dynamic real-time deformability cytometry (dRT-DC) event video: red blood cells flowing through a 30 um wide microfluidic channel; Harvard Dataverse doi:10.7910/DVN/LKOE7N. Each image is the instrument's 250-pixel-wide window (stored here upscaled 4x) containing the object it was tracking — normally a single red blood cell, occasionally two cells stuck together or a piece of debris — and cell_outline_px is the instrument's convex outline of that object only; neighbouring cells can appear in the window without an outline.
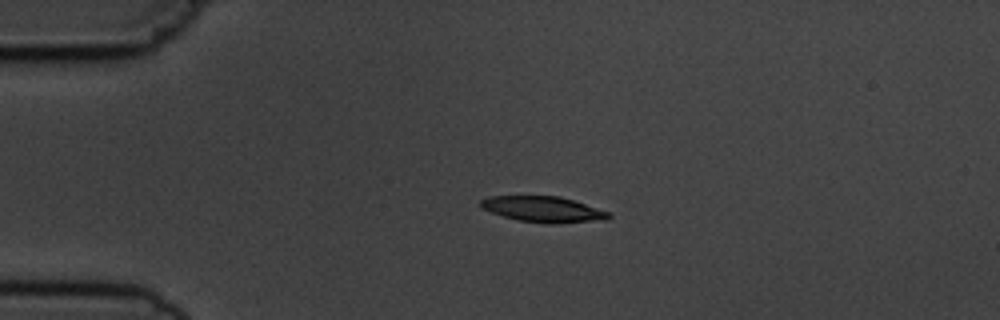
{"species": "common noctule bat (a hibernating species)", "species_latin": "Nyctalus noctula", "temperature_condition": "cold", "stored_images_in_passage": 5, "camera_frame_rate_fps": 3000, "um_per_image_px": 0.085, "animal": {"sex": "male", "body_mass_g": 19.5, "forearm_length_mm": 54.6}, "frame": {"image": 1, "passage_image": 3, "time_ms": 2.0, "image_size_px": [1000, 320], "cell_outline_px": [[612, 216], [608, 220], [552, 224], [548, 224], [516, 220], [480, 208], [480, 200], [488, 196], [560, 196], [612, 212]], "centroid_in_image_um": [46.23, 17.8], "position_along_channel_um": 38.8, "area_um2": 19.54}}
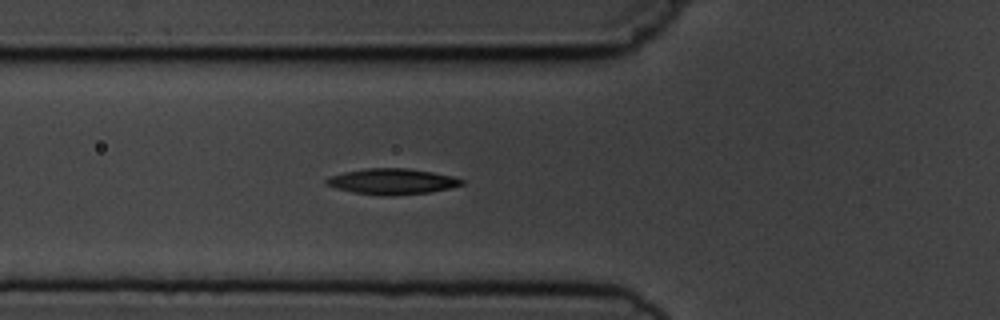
{"frame": {"image": 2, "passage_image": 5, "time_ms": 4.333, "image_size_px": [1000, 320], "cell_outline_px": [[464, 184], [448, 188], [428, 192], [352, 192], [336, 188], [324, 184], [324, 180], [328, 176], [344, 172], [364, 168], [408, 168], [432, 172], [452, 176], [464, 180]], "centroid_in_image_um": [33.28, 15.35], "position_along_channel_um": 92.5, "area_um2": 19.19}}